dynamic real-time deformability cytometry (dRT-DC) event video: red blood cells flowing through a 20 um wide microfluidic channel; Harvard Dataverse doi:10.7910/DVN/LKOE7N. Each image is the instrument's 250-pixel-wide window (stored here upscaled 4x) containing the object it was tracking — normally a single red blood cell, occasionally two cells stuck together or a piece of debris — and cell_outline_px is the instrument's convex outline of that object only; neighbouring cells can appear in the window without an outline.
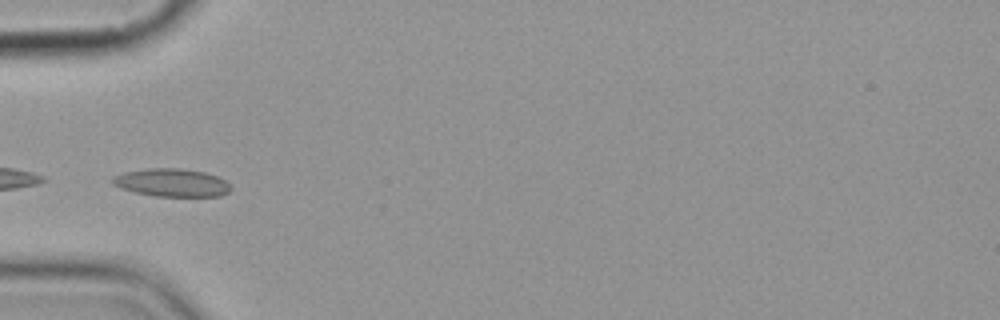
{"species": "common noctule bat (a hibernating species)", "species_latin": "Nyctalus noctula", "temperature_condition": "cold", "stored_images_in_passage": 10, "camera_frame_rate_fps": 3000, "um_per_image_px": 0.085, "animal": {"sex": "female", "body_mass_g": 19.9}, "frame": {"image": 1, "passage_image": 4, "time_ms": 3.667, "image_size_px": [1000, 320], "cell_outline_px": [[232, 188], [228, 192], [220, 196], [156, 196], [136, 192], [120, 188], [112, 184], [112, 176], [124, 172], [148, 168], [180, 168], [204, 172], [216, 176], [232, 184]], "centroid_in_image_um": [14.6, 15.52], "position_along_channel_um": 70.4, "area_um2": 19.31}}
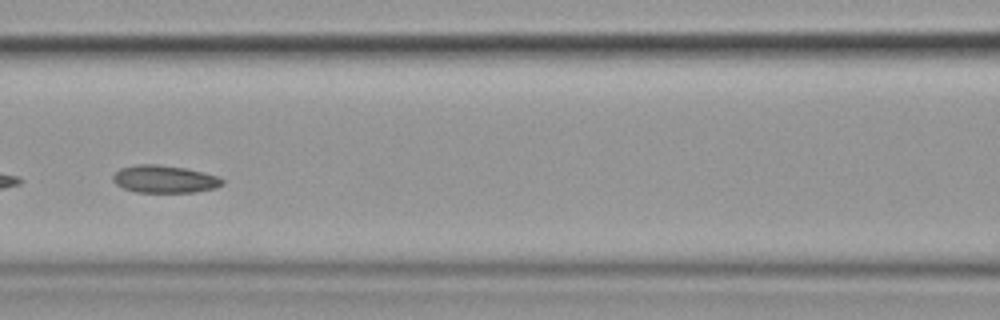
{"frame": {"image": 2, "passage_image": 6, "time_ms": 6.0, "image_size_px": [1000, 320], "cell_outline_px": [[224, 184], [216, 188], [196, 192], [136, 192], [124, 188], [116, 184], [112, 180], [112, 176], [120, 168], [136, 164], [156, 164], [184, 168], [220, 176], [224, 180]], "centroid_in_image_um": [14.0, 15.22], "position_along_channel_um": 152.6, "area_um2": 17.63}}
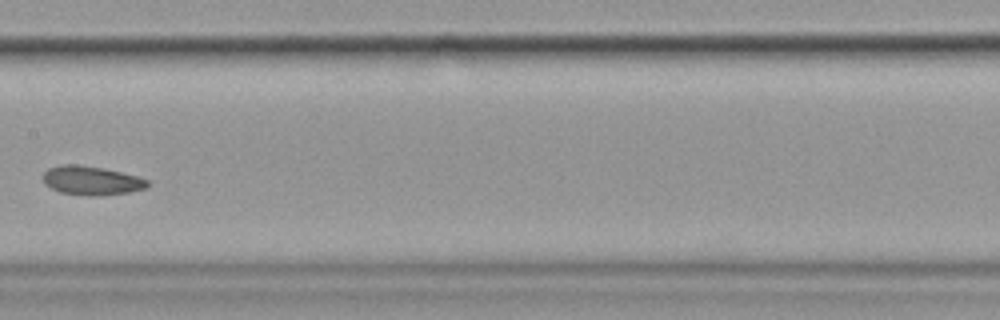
{"frame": {"image": 3, "passage_image": 7, "time_ms": 7.333, "image_size_px": [1000, 320], "cell_outline_px": [[148, 184], [144, 188], [128, 192], [96, 196], [88, 196], [60, 192], [44, 184], [44, 172], [48, 168], [64, 164], [76, 164], [104, 168], [136, 176], [148, 180]], "centroid_in_image_um": [7.74, 15.34], "position_along_channel_um": 199.7, "area_um2": 17.4}}